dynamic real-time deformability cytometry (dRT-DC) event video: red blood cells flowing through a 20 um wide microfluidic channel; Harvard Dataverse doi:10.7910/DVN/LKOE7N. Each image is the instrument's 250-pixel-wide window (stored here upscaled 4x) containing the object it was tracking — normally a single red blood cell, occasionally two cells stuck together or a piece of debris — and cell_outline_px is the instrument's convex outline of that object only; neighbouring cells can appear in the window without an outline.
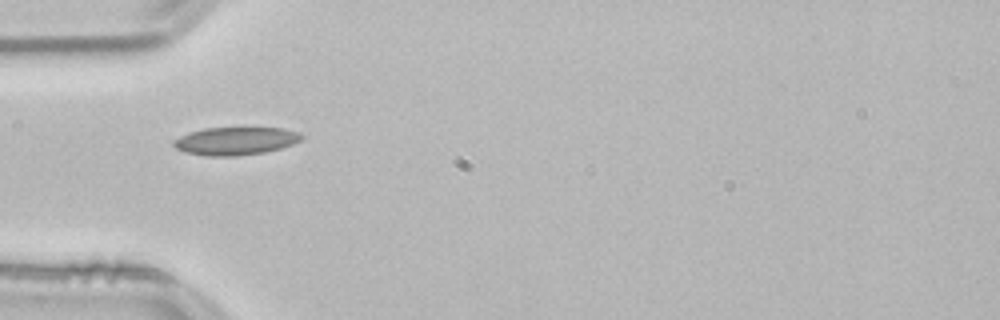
{"species": "common noctule bat (a hibernating species)", "species_latin": "Nyctalus noctula", "temperature_condition": "room temperature", "stored_images_in_passage": 37, "camera_frame_rate_fps": 3000, "um_per_image_px": 0.085, "animal": {"sex": "male", "body_mass_g": 21.5, "forearm_length_mm": 52.0}, "frame": {"image": 1, "passage_image": 1, "time_ms": 0.0, "image_size_px": [1000, 320], "cell_outline_px": [[304, 136], [300, 140], [292, 144], [280, 148], [264, 152], [236, 156], [204, 156], [184, 152], [176, 148], [172, 144], [172, 140], [188, 132], [204, 128], [284, 128], [300, 132]], "centroid_in_image_um": [19.99, 11.98], "position_along_channel_um": 65.0, "area_um2": 20.92}}
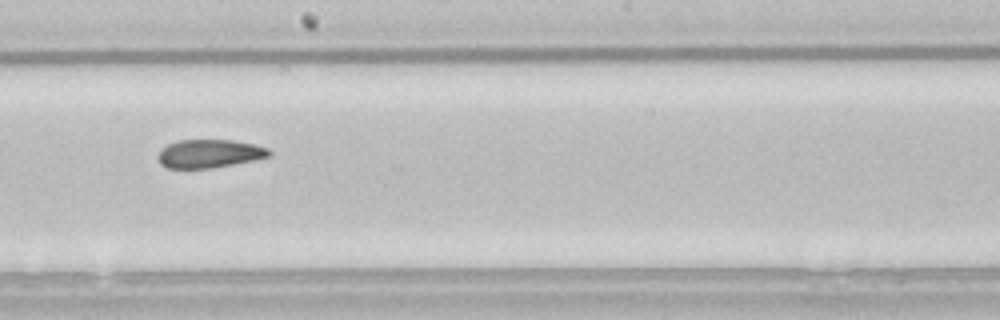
{"frame": {"image": 2, "passage_image": 14, "time_ms": 4.333, "image_size_px": [1000, 320], "cell_outline_px": [[272, 156], [212, 168], [168, 168], [160, 164], [156, 156], [160, 148], [168, 144], [180, 140], [232, 140], [252, 144], [268, 148], [272, 152]], "centroid_in_image_um": [17.76, 13.06], "position_along_channel_um": 230.4, "area_um2": 18.38}}
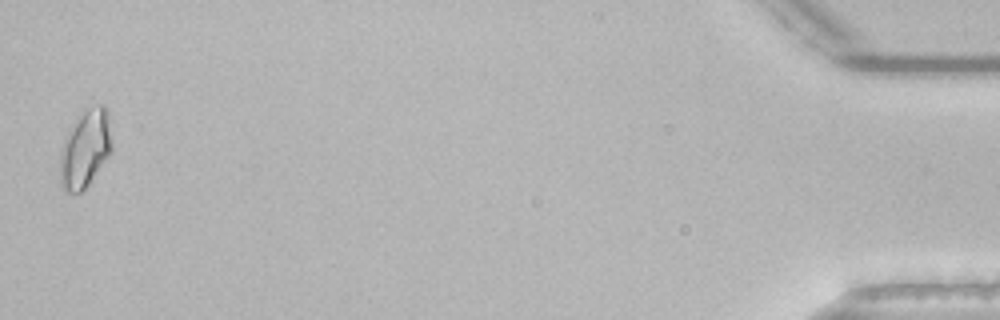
{"frame": {"image": 3, "passage_image": 37, "time_ms": 12.0, "image_size_px": [1000, 320], "cell_outline_px": [[112, 152], [84, 192], [64, 192], [60, 184], [60, 148], [64, 136], [76, 116], [80, 112], [88, 108], [100, 104], [104, 104], [108, 108], [112, 136]], "centroid_in_image_um": [7.25, 12.62], "position_along_channel_um": 428.0, "area_um2": 24.51}, "authors_computed_cell_mechanics": {"area_um2": 19.2474, "velocity_mm_per_s": 3.8252, "shape_relaxation_time_tau1_ms": null, "shape_relaxation_time_tau2_ms": 3.6712, "deformation_change_tau1": null, "deformation_change_tau2": 0.0782}}